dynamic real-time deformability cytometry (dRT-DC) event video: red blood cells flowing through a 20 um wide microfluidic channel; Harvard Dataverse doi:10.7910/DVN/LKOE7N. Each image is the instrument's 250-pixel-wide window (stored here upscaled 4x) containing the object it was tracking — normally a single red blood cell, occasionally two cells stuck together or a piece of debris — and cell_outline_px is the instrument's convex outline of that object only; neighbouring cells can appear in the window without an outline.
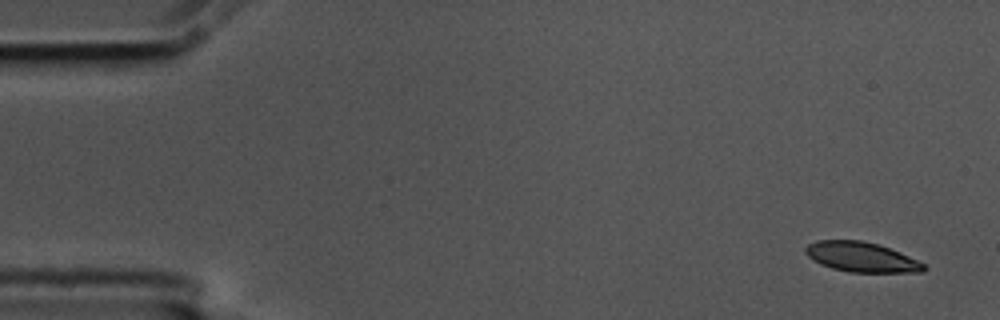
{"species": "common noctule bat (a hibernating species)", "species_latin": "Nyctalus noctula", "temperature_condition": "cold", "stored_images_in_passage": 4, "camera_frame_rate_fps": 3000, "um_per_image_px": 0.085, "animal": {"sex": "male", "body_mass_g": 17.5, "forearm_length_mm": 52.3}, "frame": {"image": 1, "passage_image": 1, "time_ms": 0.0, "image_size_px": [1000, 320], "cell_outline_px": [[928, 268], [924, 272], [848, 272], [832, 268], [820, 264], [812, 260], [804, 252], [804, 248], [808, 244], [816, 240], [860, 240], [880, 244], [900, 252], [924, 264]], "centroid_in_image_um": [73.2, 21.84], "position_along_channel_um": 11.8, "area_um2": 20.75}}